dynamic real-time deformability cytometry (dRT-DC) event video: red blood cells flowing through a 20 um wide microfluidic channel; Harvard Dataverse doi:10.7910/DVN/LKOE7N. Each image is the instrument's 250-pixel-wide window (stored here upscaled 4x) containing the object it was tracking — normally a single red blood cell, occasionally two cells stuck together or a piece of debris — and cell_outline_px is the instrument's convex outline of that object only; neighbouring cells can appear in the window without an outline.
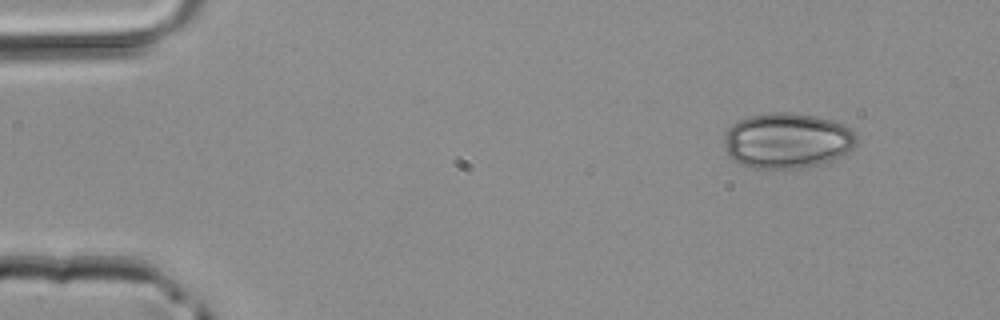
{"species": "common noctule bat (a hibernating species)", "species_latin": "Nyctalus noctula", "temperature_condition": "room temperature", "stored_images_in_passage": 4, "camera_frame_rate_fps": 3000, "um_per_image_px": 0.085, "animal": {"sex": "male", "body_mass_g": 20.4}, "frame": {"image": 1, "passage_image": 1, "time_ms": 0.0, "image_size_px": [1000, 320], "cell_outline_px": [[856, 144], [848, 152], [840, 156], [816, 164], [800, 168], [752, 168], [740, 164], [732, 160], [728, 156], [724, 148], [724, 136], [728, 128], [732, 124], [748, 116], [772, 112], [792, 112], [816, 116], [832, 120], [848, 128], [856, 136]], "centroid_in_image_um": [66.84, 11.94], "position_along_channel_um": 18.2, "area_um2": 42.71}}